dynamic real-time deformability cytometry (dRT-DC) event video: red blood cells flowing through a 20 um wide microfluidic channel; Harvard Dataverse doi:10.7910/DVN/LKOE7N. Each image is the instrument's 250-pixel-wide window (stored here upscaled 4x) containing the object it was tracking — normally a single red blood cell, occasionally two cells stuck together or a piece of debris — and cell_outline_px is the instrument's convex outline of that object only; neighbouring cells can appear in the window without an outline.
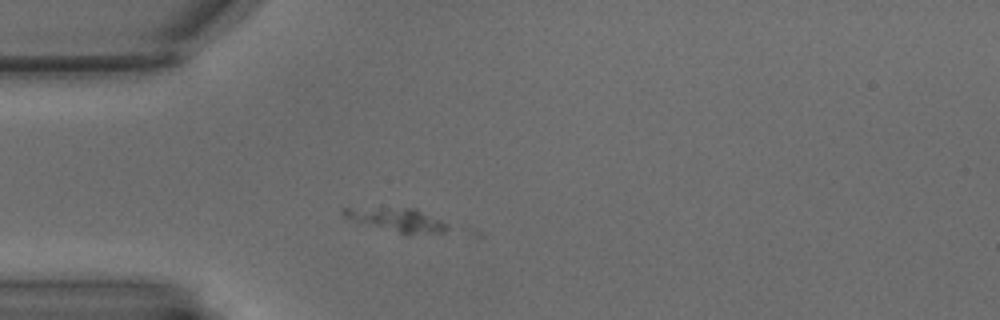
{"species": "common noctule bat (a hibernating species)", "species_latin": "Nyctalus noctula", "temperature_condition": "warm", "stored_images_in_passage": 3, "camera_frame_rate_fps": 3000, "um_per_image_px": 0.085, "animal": {"sex": "male", "body_mass_g": 15.6}, "frame": {"image": 1, "passage_image": 1, "time_ms": 0.0, "image_size_px": [1000, 320], "cell_outline_px": [[448, 228], [444, 232], [408, 236], [356, 220], [344, 216], [340, 212], [344, 208], [416, 208], [448, 224]], "centroid_in_image_um": [33.84, 18.7], "position_along_channel_um": 51.2, "area_um2": 14.05}}